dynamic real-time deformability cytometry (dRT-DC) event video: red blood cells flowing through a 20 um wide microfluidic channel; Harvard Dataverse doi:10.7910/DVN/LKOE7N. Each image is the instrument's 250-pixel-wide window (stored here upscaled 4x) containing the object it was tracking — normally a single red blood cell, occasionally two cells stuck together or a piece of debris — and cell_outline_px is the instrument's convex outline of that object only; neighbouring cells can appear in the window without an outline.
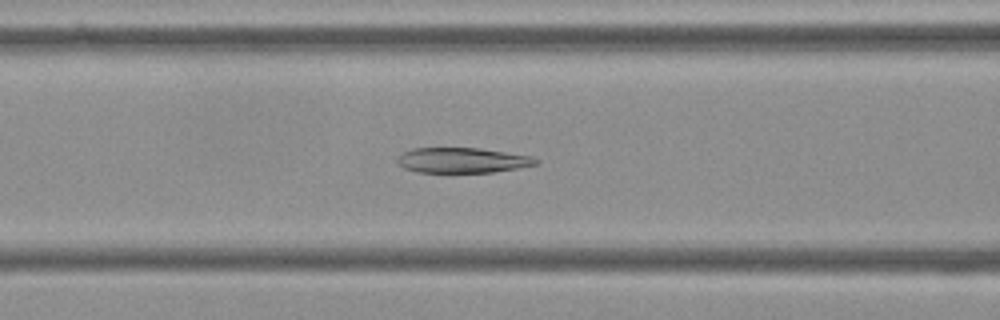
{"species": "Egyptian fruit bat (a non-hibernating species)", "species_latin": "Rousettus aegyptiacus", "temperature_condition": "cold", "stored_images_in_passage": 56, "camera_frame_rate_fps": 3000, "um_per_image_px": 0.085, "frame": {"image": 1, "passage_image": 22, "time_ms": 7.0, "image_size_px": [1000, 320], "cell_outline_px": [[540, 160], [536, 164], [516, 168], [492, 172], [416, 172], [404, 168], [396, 164], [396, 160], [404, 152], [412, 148], [480, 148], [532, 156]], "centroid_in_image_um": [39.27, 13.62], "position_along_channel_um": 127.3, "area_um2": 20.29}}
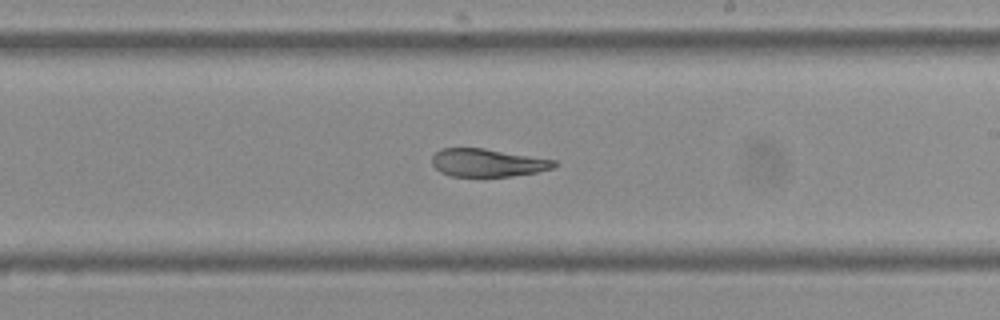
{"frame": {"image": 2, "passage_image": 32, "time_ms": 10.333, "image_size_px": [1000, 320], "cell_outline_px": [[556, 164], [552, 168], [536, 172], [512, 176], [452, 176], [440, 172], [432, 164], [432, 156], [440, 148], [484, 148], [556, 160]], "centroid_in_image_um": [41.42, 13.82], "position_along_channel_um": 247.6, "area_um2": 19.77}}
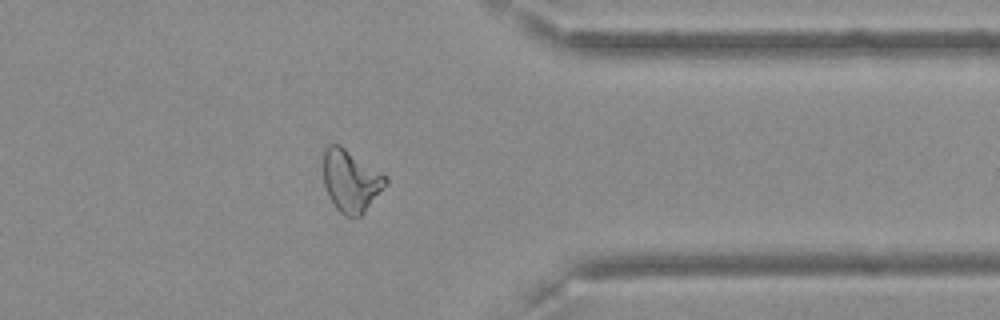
{"frame": {"image": 3, "passage_image": 44, "time_ms": 14.333, "image_size_px": [1000, 320], "cell_outline_px": [[388, 184], [364, 212], [360, 216], [344, 216], [336, 208], [328, 196], [324, 184], [324, 148], [328, 144], [340, 144], [388, 176]], "centroid_in_image_um": [29.84, 15.35], "position_along_channel_um": 381.6, "area_um2": 22.72}, "authors_computed_cell_mechanics": {"area_um2": 23.1489, "velocity_mm_per_s": 3.6102, "shape_relaxation_time_tau1_ms": null, "shape_relaxation_time_tau2_ms": 6.2654, "deformation_change_tau1": null, "deformation_change_tau2": 0.1005}}